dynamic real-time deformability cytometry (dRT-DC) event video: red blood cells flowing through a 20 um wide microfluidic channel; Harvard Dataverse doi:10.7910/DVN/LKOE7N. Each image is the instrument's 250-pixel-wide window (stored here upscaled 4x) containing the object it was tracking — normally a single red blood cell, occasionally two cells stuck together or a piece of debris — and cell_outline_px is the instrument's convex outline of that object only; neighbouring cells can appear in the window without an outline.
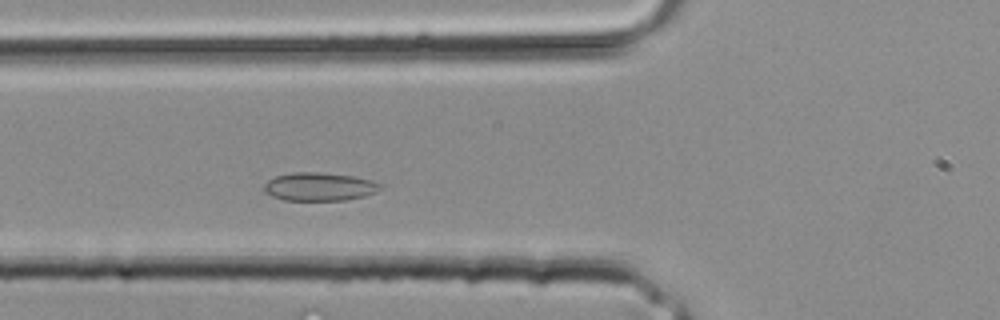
{"species": "common noctule bat (a hibernating species)", "species_latin": "Nyctalus noctula", "temperature_condition": "room temperature", "stored_images_in_passage": 28, "camera_frame_rate_fps": 3000, "um_per_image_px": 0.085, "animal": {"sex": "male", "body_mass_g": 20.4}, "frame": {"image": 1, "passage_image": 7, "time_ms": 2.0, "image_size_px": [1000, 320], "cell_outline_px": [[384, 188], [376, 192], [364, 196], [344, 200], [284, 200], [272, 196], [264, 192], [264, 184], [268, 180], [276, 176], [292, 172], [316, 172], [352, 176], [372, 180], [384, 184]], "centroid_in_image_um": [27.17, 15.87], "position_along_channel_um": 98.6, "area_um2": 19.25}}
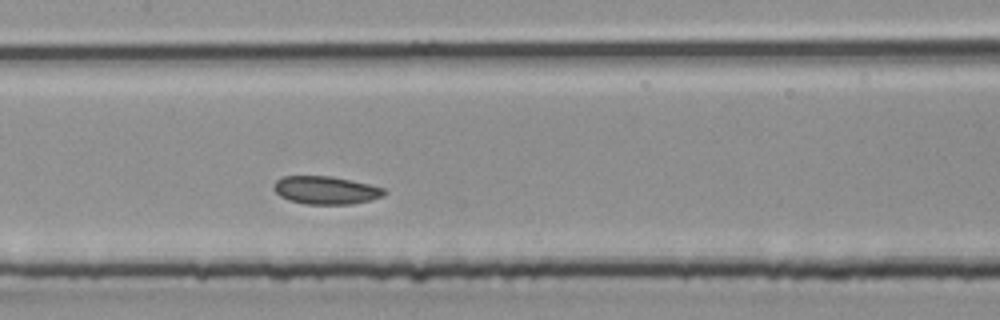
{"frame": {"image": 2, "passage_image": 11, "time_ms": 3.333, "image_size_px": [1000, 320], "cell_outline_px": [[388, 192], [384, 196], [352, 204], [304, 204], [288, 200], [280, 196], [272, 188], [272, 184], [280, 176], [328, 176], [368, 184], [384, 188]], "centroid_in_image_um": [27.64, 16.17], "position_along_channel_um": 179.8, "area_um2": 18.03}}
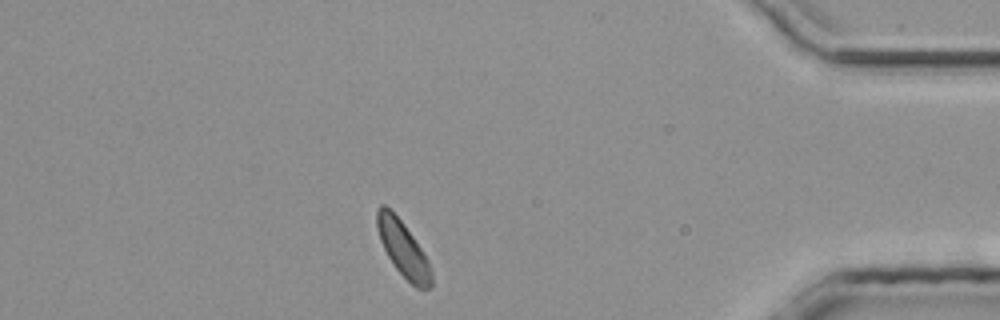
{"frame": {"image": 3, "passage_image": 24, "time_ms": 7.667, "image_size_px": [1000, 320], "cell_outline_px": [[432, 284], [428, 288], [416, 288], [396, 268], [388, 256], [380, 240], [376, 228], [376, 208], [380, 204], [384, 204], [404, 224], [428, 260], [432, 272]], "centroid_in_image_um": [34.24, 21.13], "position_along_channel_um": 401.0, "area_um2": 17.22}}